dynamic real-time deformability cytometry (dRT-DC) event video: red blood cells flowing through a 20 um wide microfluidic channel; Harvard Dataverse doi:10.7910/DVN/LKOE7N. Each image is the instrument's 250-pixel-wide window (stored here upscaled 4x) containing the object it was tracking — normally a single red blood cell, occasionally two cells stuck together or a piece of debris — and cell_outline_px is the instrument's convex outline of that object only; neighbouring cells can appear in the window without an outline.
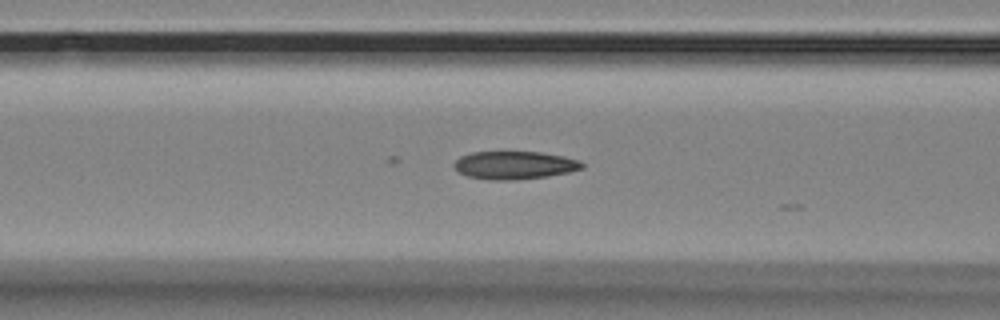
{"species": "Egyptian fruit bat (a non-hibernating species)", "species_latin": "Rousettus aegyptiacus", "temperature_condition": "room temperature", "stored_images_in_passage": 16, "camera_frame_rate_fps": 3000, "um_per_image_px": 0.085, "animal": {"sex": "female"}, "frame": {"image": 1, "passage_image": 5, "time_ms": 1.333, "image_size_px": [1000, 320], "cell_outline_px": [[584, 168], [568, 172], [548, 176], [516, 180], [492, 180], [468, 176], [460, 172], [452, 164], [460, 156], [472, 152], [540, 152], [564, 156], [580, 160], [584, 164]], "centroid_in_image_um": [43.76, 14.04], "position_along_channel_um": 122.8, "area_um2": 20.87}}
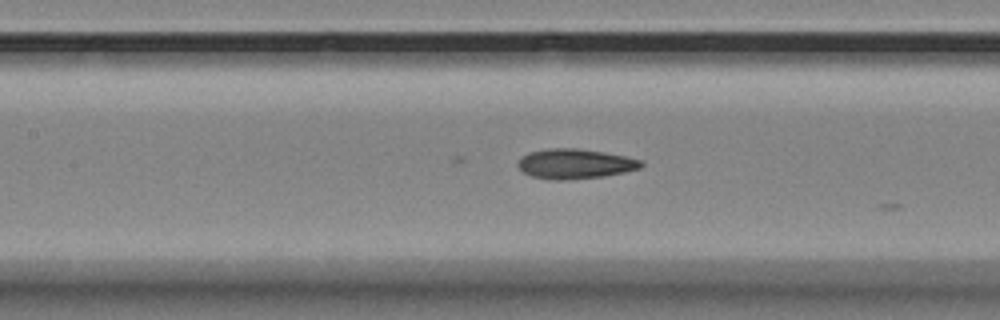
{"frame": {"image": 2, "passage_image": 8, "time_ms": 2.333, "image_size_px": [1000, 320], "cell_outline_px": [[644, 164], [640, 168], [624, 172], [604, 176], [568, 180], [552, 180], [532, 176], [524, 172], [516, 164], [520, 156], [528, 152], [548, 148], [576, 148], [604, 152], [624, 156], [640, 160]], "centroid_in_image_um": [48.83, 13.92], "position_along_channel_um": 158.6, "area_um2": 21.5}}
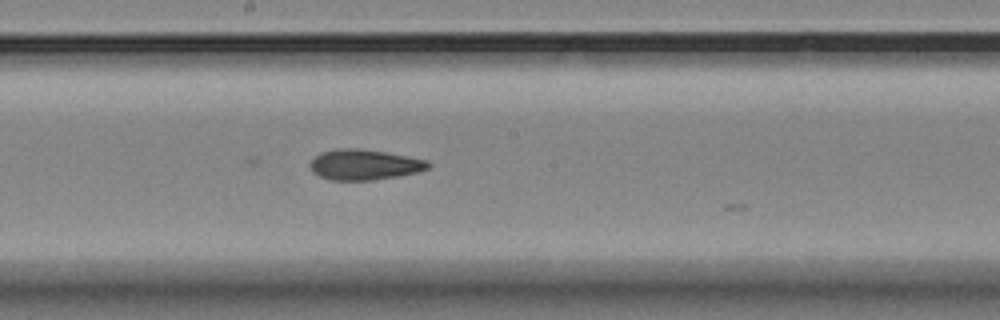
{"frame": {"image": 3, "passage_image": 13, "time_ms": 4.0, "image_size_px": [1000, 320], "cell_outline_px": [[432, 164], [428, 168], [416, 172], [396, 176], [372, 180], [332, 180], [320, 176], [312, 172], [308, 164], [320, 152], [336, 148], [356, 148], [384, 152], [428, 160]], "centroid_in_image_um": [30.93, 13.99], "position_along_channel_um": 217.3, "area_um2": 20.87}}